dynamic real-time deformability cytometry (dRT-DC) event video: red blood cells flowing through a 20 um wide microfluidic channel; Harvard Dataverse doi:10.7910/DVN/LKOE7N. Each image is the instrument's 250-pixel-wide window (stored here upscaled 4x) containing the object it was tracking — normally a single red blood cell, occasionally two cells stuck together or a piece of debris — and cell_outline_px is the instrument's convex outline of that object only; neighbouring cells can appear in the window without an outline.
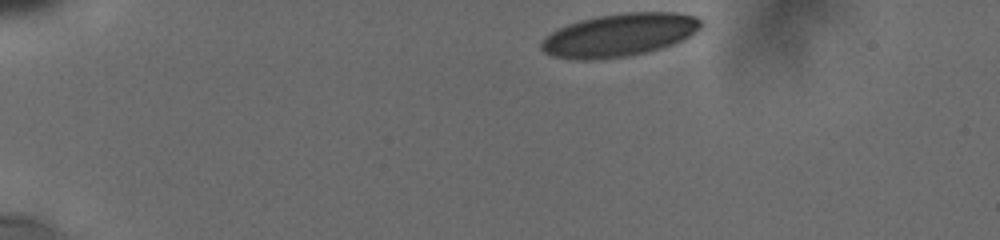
{"species": "human", "species_latin": "Homo sapiens", "temperature_condition": "cold", "stored_images_in_passage": 51, "camera_frame_rate_fps": 3000, "um_per_image_px": 0.085, "donor": {"sex": "male"}, "frame": {"image": 1, "passage_image": 1, "time_ms": 0.0, "image_size_px": [1000, 240], "cell_outline_px": [[700, 28], [696, 32], [672, 44], [660, 48], [644, 52], [624, 56], [588, 60], [584, 60], [556, 56], [544, 52], [540, 48], [540, 44], [552, 32], [568, 24], [580, 20], [600, 16], [628, 12], [672, 12], [696, 16], [700, 20]], "centroid_in_image_um": [52.65, 2.96], "position_along_channel_um": 32.3, "area_um2": 39.07}}
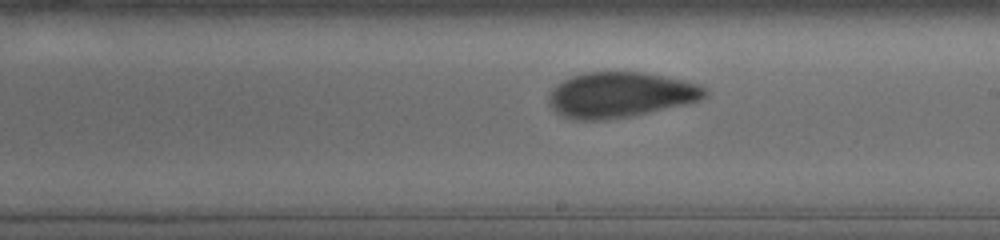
{"frame": {"image": 2, "passage_image": 30, "time_ms": 7.667, "image_size_px": [1000, 240], "cell_outline_px": [[708, 96], [700, 100], [684, 104], [648, 112], [628, 116], [600, 120], [572, 120], [556, 112], [548, 104], [548, 96], [552, 88], [556, 84], [572, 76], [584, 72], [644, 72], [680, 80], [696, 84], [704, 88], [708, 92]], "centroid_in_image_um": [52.67, 8.06], "position_along_channel_um": 236.3, "area_um2": 40.98}}
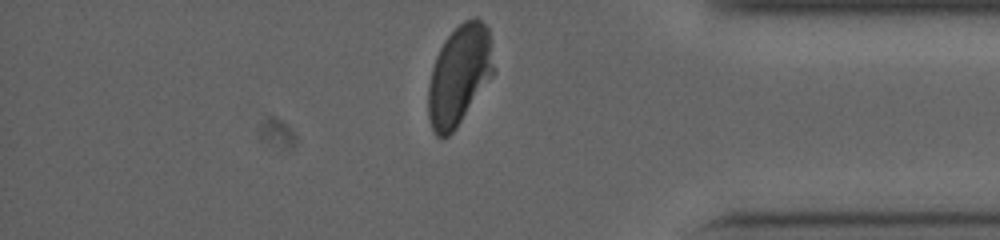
{"frame": {"image": 3, "passage_image": 50, "time_ms": 12.333, "image_size_px": [1000, 240], "cell_outline_px": [[492, 76], [456, 128], [448, 136], [436, 136], [432, 128], [428, 116], [428, 84], [432, 68], [436, 56], [444, 40], [464, 20], [472, 16], [476, 16], [488, 28], [492, 64]], "centroid_in_image_um": [39.0, 6.39], "position_along_channel_um": 396.2, "area_um2": 37.45}, "authors_computed_cell_mechanics": {"area_um2": 40.5178, "velocity_mm_per_s": 3.76, "shape_relaxation_time_tau1_ms": 6.9878, "shape_relaxation_time_tau2_ms": 1.0973, "deformation_change_tau1": 0.1657, "deformation_change_tau2": 0.0664}}